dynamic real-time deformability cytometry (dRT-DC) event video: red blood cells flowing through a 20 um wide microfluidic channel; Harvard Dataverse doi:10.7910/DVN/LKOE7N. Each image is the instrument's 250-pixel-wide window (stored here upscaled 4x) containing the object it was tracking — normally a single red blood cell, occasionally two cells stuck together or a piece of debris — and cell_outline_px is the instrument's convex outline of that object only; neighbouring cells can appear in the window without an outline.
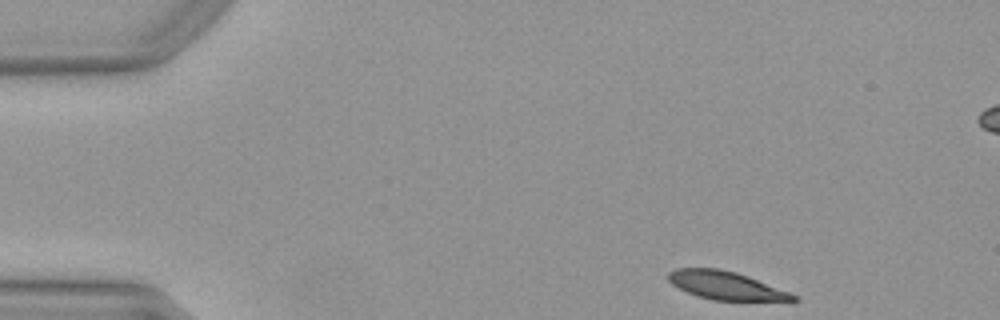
{"species": "Egyptian fruit bat (a non-hibernating species)", "species_latin": "Rousettus aegyptiacus", "temperature_condition": "warm", "stored_images_in_passage": 9, "camera_frame_rate_fps": 3000, "um_per_image_px": 0.085, "animal": {"sex": "female"}, "frame": {"image": 1, "passage_image": 1, "time_ms": 0.0, "image_size_px": [1000, 320], "cell_outline_px": [[800, 300], [792, 304], [712, 300], [696, 296], [672, 284], [668, 280], [668, 272], [676, 268], [720, 268], [736, 272], [748, 276], [788, 292], [796, 296]], "centroid_in_image_um": [61.85, 24.33], "position_along_channel_um": 23.2, "area_um2": 21.44}}